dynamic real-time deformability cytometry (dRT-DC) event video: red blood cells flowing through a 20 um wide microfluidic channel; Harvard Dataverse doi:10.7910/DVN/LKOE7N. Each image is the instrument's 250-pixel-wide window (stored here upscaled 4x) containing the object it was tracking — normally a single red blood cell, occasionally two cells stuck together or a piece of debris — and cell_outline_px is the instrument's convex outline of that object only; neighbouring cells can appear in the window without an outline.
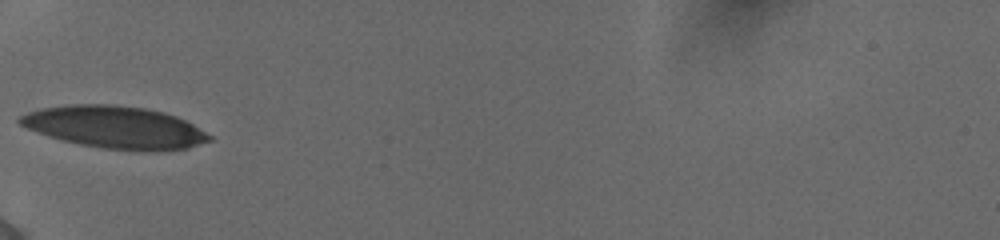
{"species": "human", "species_latin": "Homo sapiens", "temperature_condition": "cold", "stored_images_in_passage": 6, "camera_frame_rate_fps": 3000, "um_per_image_px": 0.085, "donor": {"sex": "female"}, "frame": {"image": 1, "passage_image": 1, "time_ms": 0.0, "image_size_px": [1000, 240], "cell_outline_px": [[212, 140], [188, 148], [156, 152], [144, 152], [104, 148], [80, 144], [48, 136], [28, 128], [20, 124], [16, 120], [20, 116], [28, 112], [44, 108], [72, 104], [112, 104], [144, 108], [164, 112], [176, 116], [192, 124], [212, 136]], "centroid_in_image_um": [9.81, 10.83], "position_along_channel_um": 75.2, "area_um2": 46.59}}
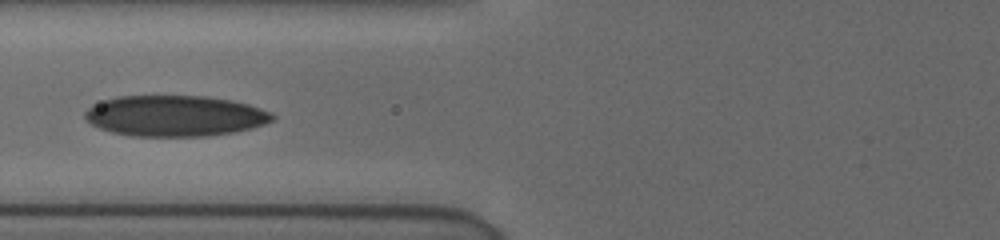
{"frame": {"image": 2, "passage_image": 4, "time_ms": 1.0, "image_size_px": [1000, 240], "cell_outline_px": [[276, 116], [272, 120], [264, 124], [252, 128], [236, 132], [208, 136], [132, 136], [112, 132], [100, 128], [92, 124], [84, 116], [84, 112], [92, 104], [116, 96], [208, 96], [232, 100], [248, 104], [272, 112]], "centroid_in_image_um": [14.89, 9.84], "position_along_channel_um": 110.9, "area_um2": 44.85}}